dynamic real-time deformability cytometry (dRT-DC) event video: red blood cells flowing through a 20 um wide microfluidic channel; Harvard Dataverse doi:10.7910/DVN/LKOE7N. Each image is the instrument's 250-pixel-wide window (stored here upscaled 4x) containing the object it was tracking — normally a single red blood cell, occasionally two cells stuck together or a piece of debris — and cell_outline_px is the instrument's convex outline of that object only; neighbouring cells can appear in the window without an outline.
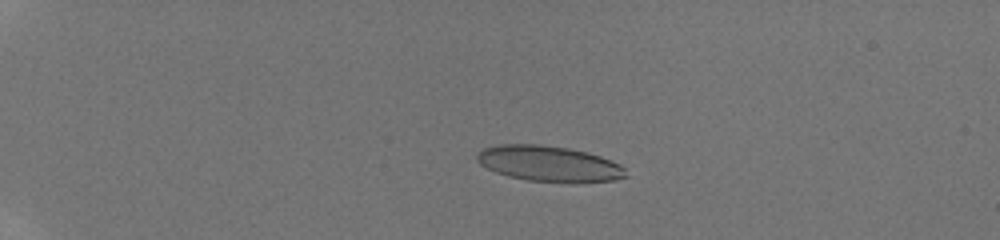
{"species": "human", "species_latin": "Homo sapiens", "temperature_condition": "room temperature", "stored_images_in_passage": 13, "camera_frame_rate_fps": 3000, "um_per_image_px": 0.085, "donor": {"sex": "male"}, "frame": {"image": 1, "passage_image": 2, "time_ms": 0.333, "image_size_px": [1000, 240], "cell_outline_px": [[628, 176], [612, 180], [528, 180], [508, 176], [496, 172], [480, 164], [476, 160], [476, 152], [484, 148], [500, 144], [536, 144], [568, 148], [588, 152], [612, 160], [620, 164], [624, 168]], "centroid_in_image_um": [46.61, 13.86], "position_along_channel_um": 38.4, "area_um2": 30.11}}
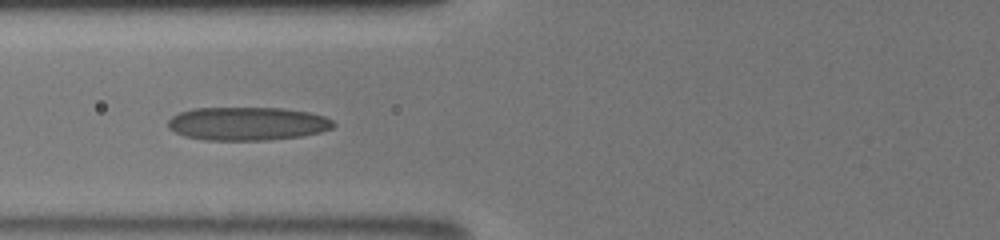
{"frame": {"image": 2, "passage_image": 9, "time_ms": 4.0, "image_size_px": [1000, 240], "cell_outline_px": [[336, 124], [332, 128], [320, 132], [300, 136], [268, 140], [204, 140], [184, 136], [168, 128], [168, 120], [172, 116], [180, 112], [192, 108], [284, 108], [308, 112], [324, 116], [332, 120]], "centroid_in_image_um": [21.01, 10.51], "position_along_channel_um": 104.8, "area_um2": 32.19}}
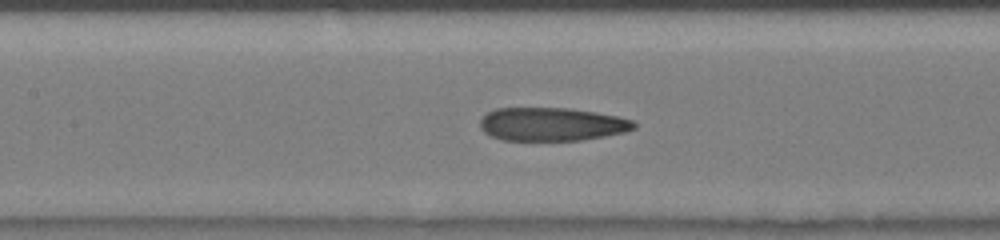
{"frame": {"image": 3, "passage_image": 12, "time_ms": 5.333, "image_size_px": [1000, 240], "cell_outline_px": [[636, 128], [624, 132], [604, 136], [580, 140], [504, 140], [492, 136], [484, 132], [480, 128], [480, 120], [488, 112], [496, 108], [568, 108], [596, 112], [616, 116], [632, 120], [636, 124]], "centroid_in_image_um": [46.89, 10.55], "position_along_channel_um": 160.5, "area_um2": 29.77}}